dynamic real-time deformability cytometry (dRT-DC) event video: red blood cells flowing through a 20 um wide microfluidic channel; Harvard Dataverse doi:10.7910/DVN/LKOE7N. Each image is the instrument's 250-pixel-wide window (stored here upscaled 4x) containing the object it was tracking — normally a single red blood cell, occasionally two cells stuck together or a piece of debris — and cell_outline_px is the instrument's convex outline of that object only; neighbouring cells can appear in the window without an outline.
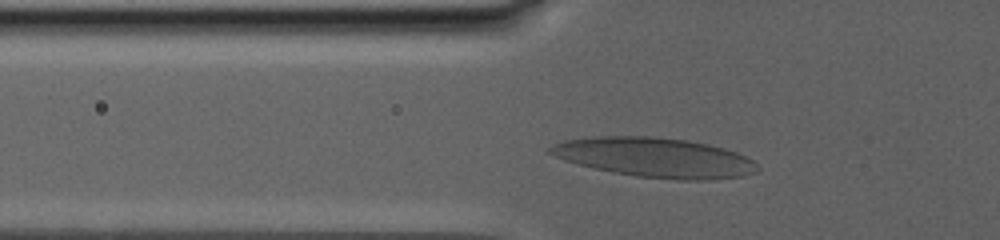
{"species": "human", "species_latin": "Homo sapiens", "temperature_condition": "warm", "stored_images_in_passage": 103, "camera_frame_rate_fps": 3000, "um_per_image_px": 0.085, "donor": {"sex": "male"}, "frame": {"image": 1, "passage_image": 31, "time_ms": 5.0, "image_size_px": [1000, 240], "cell_outline_px": [[760, 168], [756, 172], [744, 176], [708, 180], [676, 180], [636, 176], [612, 172], [564, 160], [548, 152], [548, 148], [552, 144], [564, 140], [596, 136], [652, 136], [688, 140], [708, 144], [724, 148], [736, 152], [752, 160]], "centroid_in_image_um": [55.68, 13.38], "position_along_channel_um": 70.1, "area_um2": 47.86}}
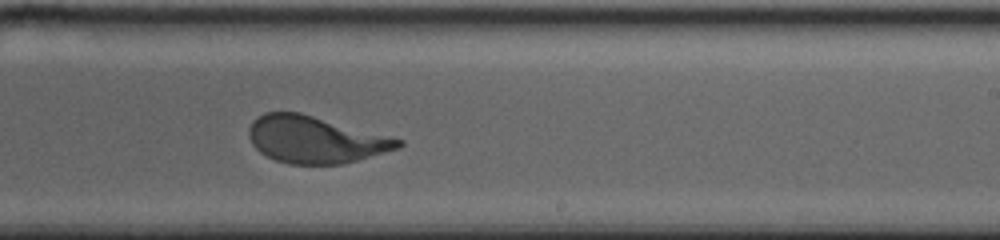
{"frame": {"image": 2, "passage_image": 64, "time_ms": 13.0, "image_size_px": [1000, 240], "cell_outline_px": [[404, 144], [400, 148], [356, 160], [340, 164], [288, 164], [276, 160], [260, 152], [252, 144], [248, 136], [248, 128], [252, 120], [264, 112], [300, 112], [404, 140]], "centroid_in_image_um": [26.77, 11.86], "position_along_channel_um": 262.2, "area_um2": 40.75}}
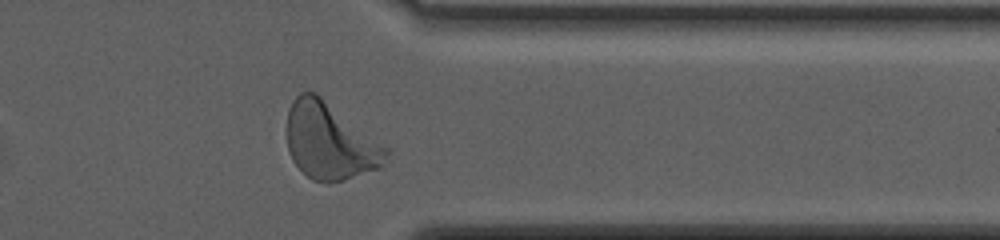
{"frame": {"image": 3, "passage_image": 94, "time_ms": 18.0, "image_size_px": [1000, 240], "cell_outline_px": [[388, 152], [380, 168], [328, 184], [312, 180], [292, 160], [288, 152], [288, 108], [296, 96], [300, 92], [316, 92], [388, 148]], "centroid_in_image_um": [28.02, 12.01], "position_along_channel_um": 383.4, "area_um2": 43.81}}